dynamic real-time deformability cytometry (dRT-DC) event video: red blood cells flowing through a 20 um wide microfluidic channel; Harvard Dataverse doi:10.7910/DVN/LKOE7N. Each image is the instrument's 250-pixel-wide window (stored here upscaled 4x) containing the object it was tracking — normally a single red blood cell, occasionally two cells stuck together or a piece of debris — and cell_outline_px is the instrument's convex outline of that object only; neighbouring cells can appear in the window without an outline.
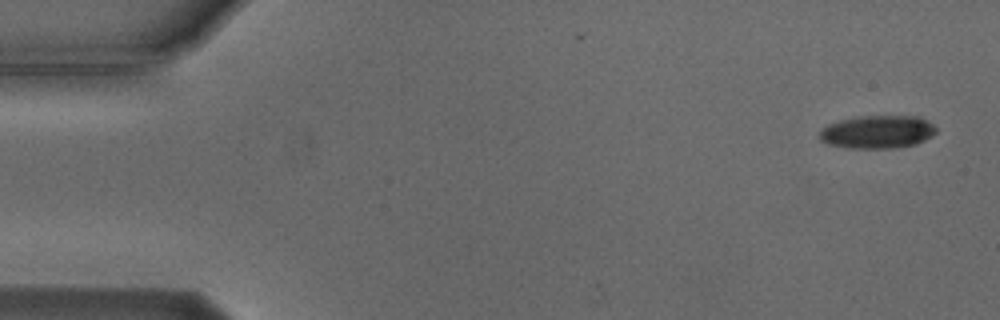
{"species": "Egyptian fruit bat (a non-hibernating species)", "species_latin": "Rousettus aegyptiacus", "temperature_condition": "cold", "stored_images_in_passage": 8, "camera_frame_rate_fps": 3000, "um_per_image_px": 0.085, "animal": {"sex": "male"}, "frame": {"image": 1, "passage_image": 1, "time_ms": 0.0, "image_size_px": [1000, 320], "cell_outline_px": [[936, 132], [932, 136], [916, 144], [896, 148], [852, 148], [828, 144], [820, 140], [820, 128], [828, 124], [840, 120], [856, 116], [920, 116], [932, 124], [936, 128]], "centroid_in_image_um": [74.58, 11.2], "position_along_channel_um": 10.4, "area_um2": 22.54}}
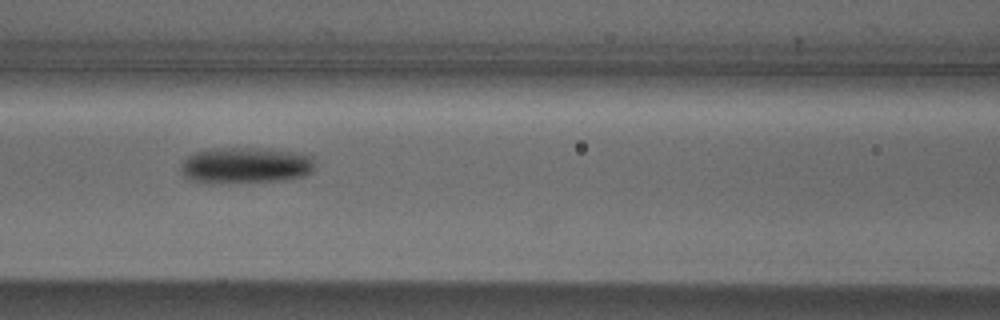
{"frame": {"image": 2, "passage_image": 7, "time_ms": 7.0, "image_size_px": [1000, 320], "cell_outline_px": [[312, 172], [304, 176], [284, 180], [212, 184], [188, 180], [180, 172], [180, 164], [188, 156], [196, 152], [216, 148], [256, 148], [300, 152], [312, 156]], "centroid_in_image_um": [20.82, 14.07], "position_along_channel_um": 145.8, "area_um2": 28.55}}
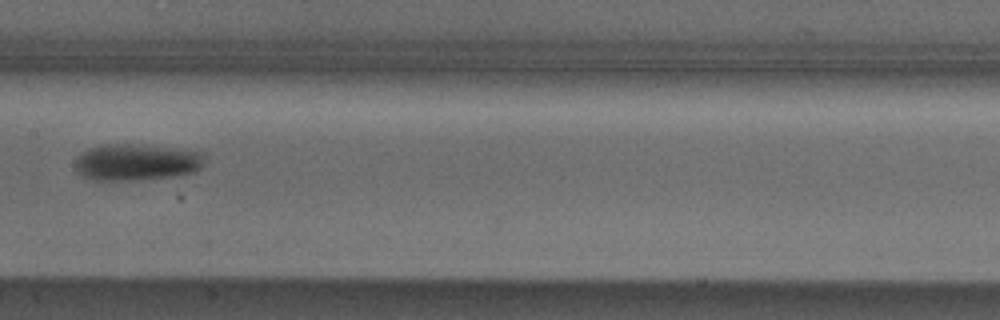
{"frame": {"image": 3, "passage_image": 8, "time_ms": 8.333, "image_size_px": [1000, 320], "cell_outline_px": [[204, 164], [200, 168], [192, 172], [172, 176], [140, 180], [92, 180], [80, 176], [76, 172], [76, 160], [88, 148], [100, 144], [128, 144], [200, 152]], "centroid_in_image_um": [11.51, 13.81], "position_along_channel_um": 195.9, "area_um2": 27.11}}